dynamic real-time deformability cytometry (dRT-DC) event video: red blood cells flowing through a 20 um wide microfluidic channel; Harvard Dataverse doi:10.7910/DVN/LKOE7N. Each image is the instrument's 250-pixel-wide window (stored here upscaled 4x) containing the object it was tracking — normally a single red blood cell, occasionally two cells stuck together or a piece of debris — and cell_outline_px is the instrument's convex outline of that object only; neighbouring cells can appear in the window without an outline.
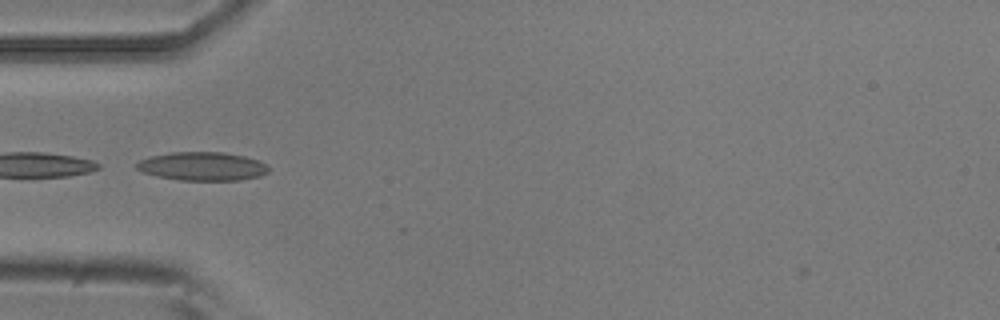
{"species": "common noctule bat (a hibernating species)", "species_latin": "Nyctalus noctula", "temperature_condition": "room temperature", "stored_images_in_passage": 5, "camera_frame_rate_fps": 3000, "um_per_image_px": 0.085, "animal": {"sex": "male", "body_mass_g": 20.5, "forearm_length_mm": 52.5}, "frame": {"image": 1, "passage_image": 2, "time_ms": 0.333, "image_size_px": [1000, 320], "cell_outline_px": [[268, 172], [260, 176], [240, 180], [180, 180], [156, 176], [144, 172], [136, 168], [136, 164], [140, 160], [152, 156], [172, 152], [224, 152], [244, 156], [256, 160], [264, 164], [268, 168]], "centroid_in_image_um": [17.19, 14.14], "position_along_channel_um": 67.8, "area_um2": 21.73}}
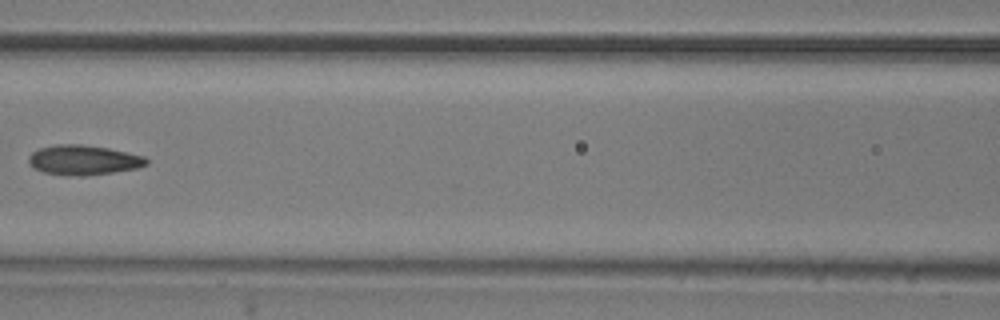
{"frame": {"image": 2, "passage_image": 4, "time_ms": 1.0, "image_size_px": [1000, 320], "cell_outline_px": [[148, 164], [136, 168], [112, 172], [84, 176], [80, 176], [44, 172], [32, 168], [28, 160], [28, 156], [32, 152], [40, 148], [56, 144], [80, 144], [108, 148], [144, 156], [148, 160]], "centroid_in_image_um": [7.07, 13.59], "position_along_channel_um": 159.5, "area_um2": 20.29}}
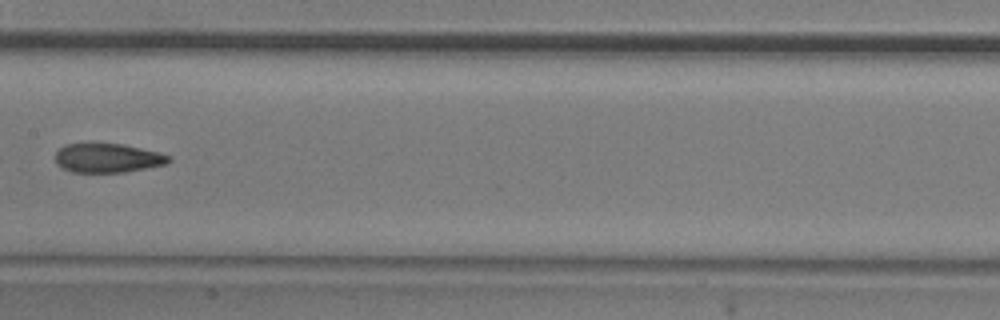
{"frame": {"image": 3, "passage_image": 5, "time_ms": 1.333, "image_size_px": [1000, 320], "cell_outline_px": [[172, 160], [168, 164], [124, 172], [72, 172], [64, 168], [56, 160], [56, 152], [60, 148], [68, 144], [124, 144], [160, 152], [172, 156]], "centroid_in_image_um": [9.24, 13.43], "position_along_channel_um": 198.2, "area_um2": 19.13}}